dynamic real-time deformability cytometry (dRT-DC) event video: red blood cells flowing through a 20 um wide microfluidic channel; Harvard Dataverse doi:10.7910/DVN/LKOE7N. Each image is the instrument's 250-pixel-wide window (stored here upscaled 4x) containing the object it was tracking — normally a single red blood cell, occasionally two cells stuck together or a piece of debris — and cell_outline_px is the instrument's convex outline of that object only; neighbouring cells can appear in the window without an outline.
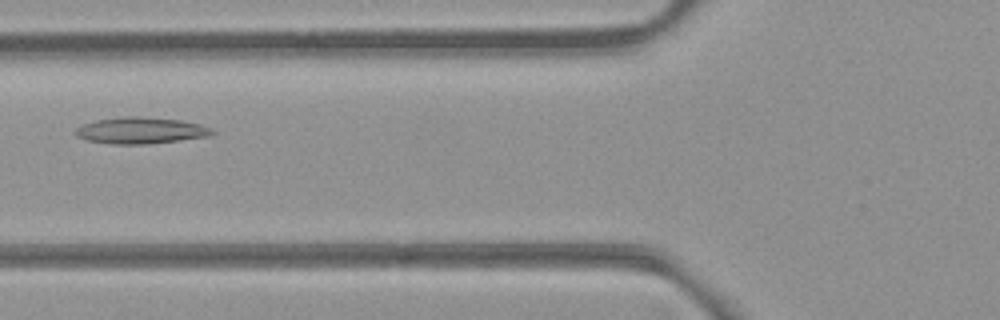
{"species": "common noctule bat (a hibernating species)", "species_latin": "Nyctalus noctula", "temperature_condition": "room temperature", "stored_images_in_passage": 3, "camera_frame_rate_fps": 3000, "um_per_image_px": 0.085, "animal": {"sex": "female", "body_mass_g": 21.9}, "frame": {"image": 1, "passage_image": 3, "time_ms": 0.667, "image_size_px": [1000, 320], "cell_outline_px": [[216, 132], [208, 136], [144, 144], [108, 144], [84, 140], [76, 136], [72, 132], [80, 124], [96, 120], [120, 116], [140, 116], [180, 120], [200, 124]], "centroid_in_image_um": [11.83, 11.08], "position_along_channel_um": 114.0, "area_um2": 21.15}}